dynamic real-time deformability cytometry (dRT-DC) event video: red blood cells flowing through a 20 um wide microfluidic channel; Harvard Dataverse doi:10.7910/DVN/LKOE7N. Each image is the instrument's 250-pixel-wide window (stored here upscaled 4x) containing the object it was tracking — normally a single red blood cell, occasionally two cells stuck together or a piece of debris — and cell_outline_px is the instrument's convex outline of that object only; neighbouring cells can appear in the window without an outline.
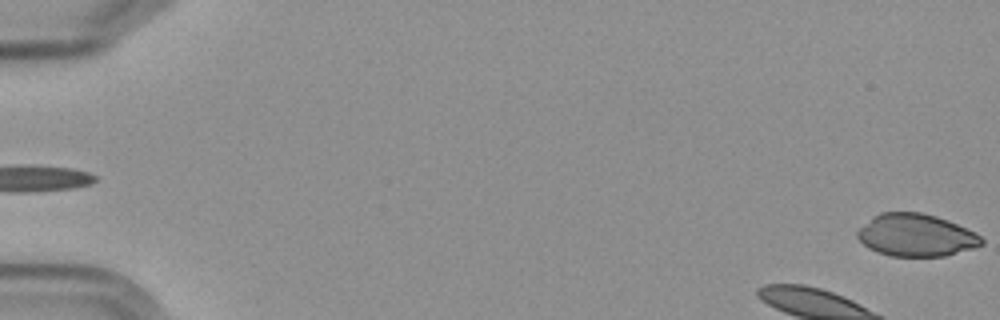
{"species": "Egyptian fruit bat (a non-hibernating species)", "species_latin": "Rousettus aegyptiacus", "temperature_condition": "cold", "stored_images_in_passage": 6, "segment_of_instrument_passage": [2, 2], "camera_frame_rate_fps": 3000, "um_per_image_px": 0.085, "frame": {"image": 1, "passage_image": 6, "time_ms": 6.0, "image_size_px": [1000, 320], "cell_outline_px": [[984, 244], [972, 248], [944, 256], [892, 256], [868, 248], [856, 236], [856, 232], [872, 216], [880, 212], [920, 212], [936, 216], [948, 220], [976, 232], [984, 240]], "centroid_in_image_um": [77.87, 19.98], "position_along_channel_um": 7.1, "area_um2": 30.63}}